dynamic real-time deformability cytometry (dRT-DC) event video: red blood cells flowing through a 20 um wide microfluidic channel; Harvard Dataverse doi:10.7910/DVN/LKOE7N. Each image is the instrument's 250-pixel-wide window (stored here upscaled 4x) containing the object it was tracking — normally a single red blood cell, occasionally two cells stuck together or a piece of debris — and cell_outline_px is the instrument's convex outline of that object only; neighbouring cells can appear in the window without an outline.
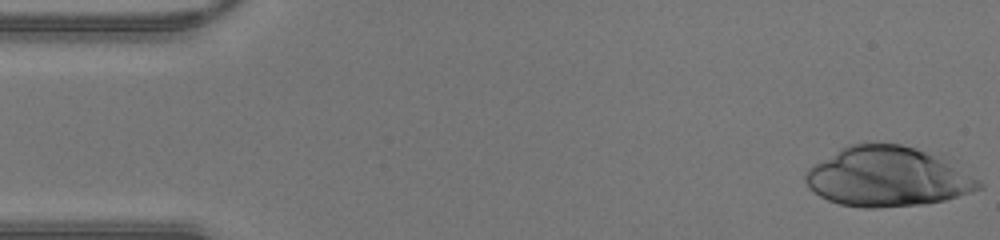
{"species": "human", "species_latin": "Homo sapiens", "temperature_condition": "warm", "stored_images_in_passage": 44, "camera_frame_rate_fps": 3000, "um_per_image_px": 0.085, "donor": {"sex": "male"}, "frame": {"image": 1, "passage_image": 1, "time_ms": 0.0, "image_size_px": [1000, 240], "cell_outline_px": [[984, 188], [944, 200], [924, 204], [876, 208], [864, 208], [840, 204], [828, 200], [820, 196], [808, 188], [804, 180], [804, 176], [808, 168], [812, 164], [840, 148], [848, 144], [864, 140], [868, 140], [900, 144], [944, 152], [952, 156], [984, 184]], "centroid_in_image_um": [75.54, 14.95], "position_along_channel_um": 9.5, "area_um2": 63.06}}
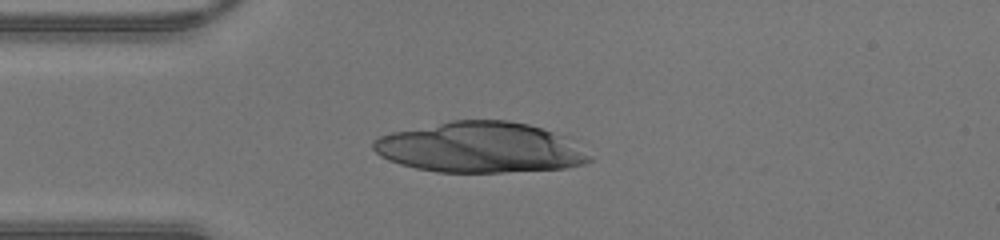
{"frame": {"image": 2, "passage_image": 11, "time_ms": 3.333, "image_size_px": [1000, 240], "cell_outline_px": [[592, 160], [584, 164], [564, 168], [504, 172], [436, 172], [416, 168], [400, 164], [388, 160], [380, 156], [372, 148], [372, 140], [380, 136], [392, 132], [452, 120], [508, 120], [528, 124], [564, 136], [588, 156]], "centroid_in_image_um": [40.73, 12.54], "position_along_channel_um": 44.3, "area_um2": 63.18}}